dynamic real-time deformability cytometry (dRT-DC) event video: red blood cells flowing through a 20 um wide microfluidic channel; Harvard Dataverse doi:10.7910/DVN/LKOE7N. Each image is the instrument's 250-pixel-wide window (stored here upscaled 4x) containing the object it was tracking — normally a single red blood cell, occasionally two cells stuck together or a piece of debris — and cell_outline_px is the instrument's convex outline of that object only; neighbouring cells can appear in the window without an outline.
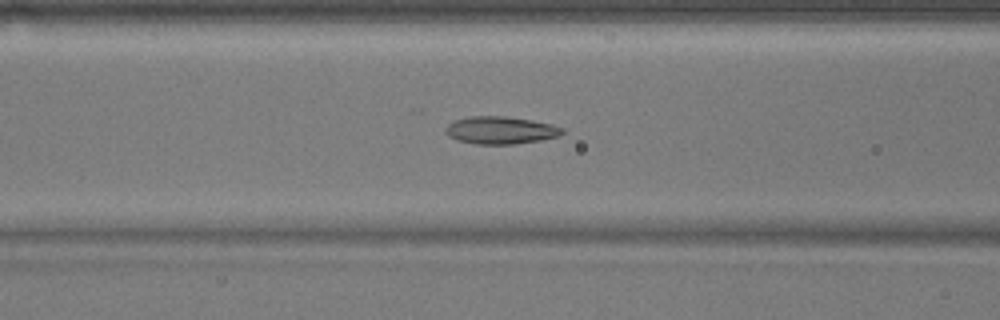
{"species": "common noctule bat (a hibernating species)", "species_latin": "Nyctalus noctula", "temperature_condition": "warm", "stored_images_in_passage": 42, "camera_frame_rate_fps": 3000, "um_per_image_px": 0.085, "animal": {"sex": "male", "body_mass_g": 17.9}, "frame": {"image": 1, "passage_image": 10, "time_ms": 3.0, "image_size_px": [1000, 320], "cell_outline_px": [[564, 132], [560, 136], [540, 140], [512, 144], [476, 144], [456, 140], [448, 136], [444, 132], [444, 128], [448, 124], [456, 120], [468, 116], [504, 116], [532, 120], [552, 124], [564, 128]], "centroid_in_image_um": [42.54, 11.07], "position_along_channel_um": 124.1, "area_um2": 18.84}}
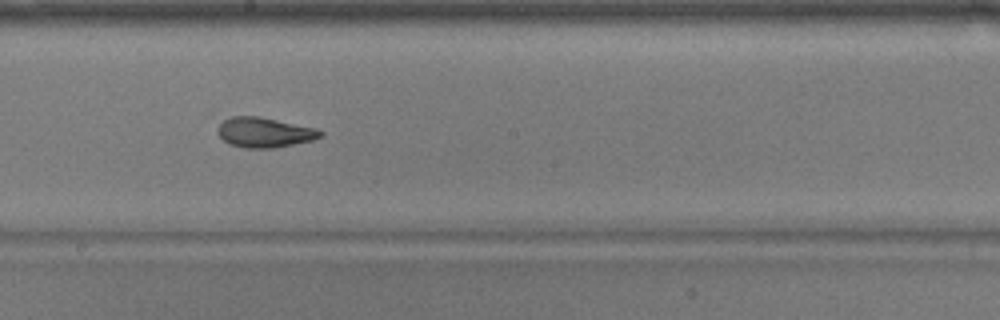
{"frame": {"image": 2, "passage_image": 18, "time_ms": 5.667, "image_size_px": [1000, 320], "cell_outline_px": [[324, 136], [312, 140], [272, 148], [244, 148], [228, 144], [216, 132], [216, 128], [224, 120], [232, 116], [260, 116], [316, 128], [324, 132]], "centroid_in_image_um": [22.47, 11.25], "position_along_channel_um": 225.7, "area_um2": 18.03}}
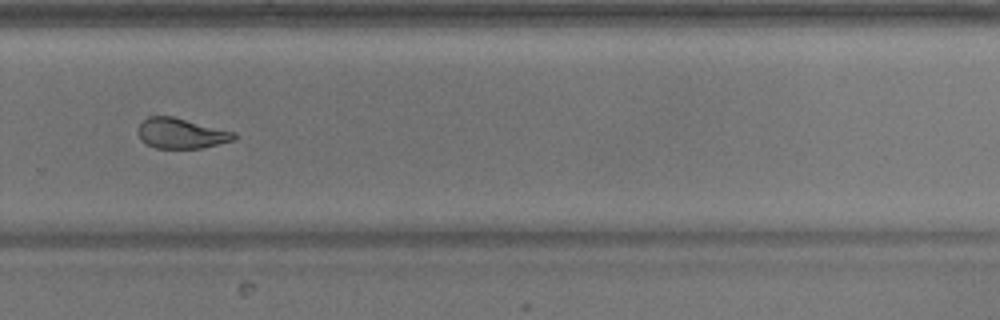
{"frame": {"image": 3, "passage_image": 25, "time_ms": 8.0, "image_size_px": [1000, 320], "cell_outline_px": [[236, 140], [200, 148], [156, 148], [140, 140], [136, 132], [136, 128], [148, 116], [172, 116], [236, 132]], "centroid_in_image_um": [15.38, 11.33], "position_along_channel_um": 314.4, "area_um2": 17.05}, "authors_computed_cell_mechanics": {"area_um2": 19.1318, "velocity_mm_per_s": 3.818, "shape_relaxation_time_tau1_ms": null, "shape_relaxation_time_tau2_ms": 1.6169, "deformation_change_tau1": null, "deformation_change_tau2": 0.1001}}